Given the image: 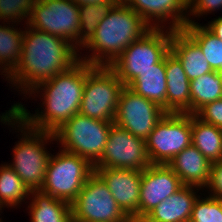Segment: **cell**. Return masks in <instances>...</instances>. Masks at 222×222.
Listing matches in <instances>:
<instances>
[{
  "label": "cell",
  "mask_w": 222,
  "mask_h": 222,
  "mask_svg": "<svg viewBox=\"0 0 222 222\" xmlns=\"http://www.w3.org/2000/svg\"><path fill=\"white\" fill-rule=\"evenodd\" d=\"M165 69L166 113L190 114V80L179 59L171 51L165 55Z\"/></svg>",
  "instance_id": "cell-17"
},
{
  "label": "cell",
  "mask_w": 222,
  "mask_h": 222,
  "mask_svg": "<svg viewBox=\"0 0 222 222\" xmlns=\"http://www.w3.org/2000/svg\"><path fill=\"white\" fill-rule=\"evenodd\" d=\"M182 30L200 47L212 70L217 71L222 65V41L192 19Z\"/></svg>",
  "instance_id": "cell-25"
},
{
  "label": "cell",
  "mask_w": 222,
  "mask_h": 222,
  "mask_svg": "<svg viewBox=\"0 0 222 222\" xmlns=\"http://www.w3.org/2000/svg\"><path fill=\"white\" fill-rule=\"evenodd\" d=\"M132 8L151 28L182 30L188 19V0H120ZM171 20V21H170ZM164 24V25H162Z\"/></svg>",
  "instance_id": "cell-15"
},
{
  "label": "cell",
  "mask_w": 222,
  "mask_h": 222,
  "mask_svg": "<svg viewBox=\"0 0 222 222\" xmlns=\"http://www.w3.org/2000/svg\"><path fill=\"white\" fill-rule=\"evenodd\" d=\"M24 28L21 58L8 75V82L27 95L39 83L77 63L79 50L62 37L29 26Z\"/></svg>",
  "instance_id": "cell-1"
},
{
  "label": "cell",
  "mask_w": 222,
  "mask_h": 222,
  "mask_svg": "<svg viewBox=\"0 0 222 222\" xmlns=\"http://www.w3.org/2000/svg\"><path fill=\"white\" fill-rule=\"evenodd\" d=\"M116 203L128 217H139L142 171L120 168H94Z\"/></svg>",
  "instance_id": "cell-16"
},
{
  "label": "cell",
  "mask_w": 222,
  "mask_h": 222,
  "mask_svg": "<svg viewBox=\"0 0 222 222\" xmlns=\"http://www.w3.org/2000/svg\"><path fill=\"white\" fill-rule=\"evenodd\" d=\"M128 87L135 93L156 103L166 112L167 80L165 56L153 68L140 73Z\"/></svg>",
  "instance_id": "cell-21"
},
{
  "label": "cell",
  "mask_w": 222,
  "mask_h": 222,
  "mask_svg": "<svg viewBox=\"0 0 222 222\" xmlns=\"http://www.w3.org/2000/svg\"><path fill=\"white\" fill-rule=\"evenodd\" d=\"M170 51L179 59L190 81L213 71L200 47L183 30H172Z\"/></svg>",
  "instance_id": "cell-20"
},
{
  "label": "cell",
  "mask_w": 222,
  "mask_h": 222,
  "mask_svg": "<svg viewBox=\"0 0 222 222\" xmlns=\"http://www.w3.org/2000/svg\"><path fill=\"white\" fill-rule=\"evenodd\" d=\"M172 30L151 28L132 42L109 66L128 86L140 73L153 68L169 51Z\"/></svg>",
  "instance_id": "cell-6"
},
{
  "label": "cell",
  "mask_w": 222,
  "mask_h": 222,
  "mask_svg": "<svg viewBox=\"0 0 222 222\" xmlns=\"http://www.w3.org/2000/svg\"><path fill=\"white\" fill-rule=\"evenodd\" d=\"M0 70H2L1 73H5V74H2V75H4L6 77V81H7L9 74L1 66H0Z\"/></svg>",
  "instance_id": "cell-37"
},
{
  "label": "cell",
  "mask_w": 222,
  "mask_h": 222,
  "mask_svg": "<svg viewBox=\"0 0 222 222\" xmlns=\"http://www.w3.org/2000/svg\"><path fill=\"white\" fill-rule=\"evenodd\" d=\"M30 190L22 179L15 173L14 169L4 163L0 166V204L4 207L16 206L30 200Z\"/></svg>",
  "instance_id": "cell-26"
},
{
  "label": "cell",
  "mask_w": 222,
  "mask_h": 222,
  "mask_svg": "<svg viewBox=\"0 0 222 222\" xmlns=\"http://www.w3.org/2000/svg\"><path fill=\"white\" fill-rule=\"evenodd\" d=\"M113 124L77 113L57 129L54 136L62 150L76 154L94 166L101 159Z\"/></svg>",
  "instance_id": "cell-5"
},
{
  "label": "cell",
  "mask_w": 222,
  "mask_h": 222,
  "mask_svg": "<svg viewBox=\"0 0 222 222\" xmlns=\"http://www.w3.org/2000/svg\"><path fill=\"white\" fill-rule=\"evenodd\" d=\"M194 115L204 123L212 124L222 129V98L206 104Z\"/></svg>",
  "instance_id": "cell-31"
},
{
  "label": "cell",
  "mask_w": 222,
  "mask_h": 222,
  "mask_svg": "<svg viewBox=\"0 0 222 222\" xmlns=\"http://www.w3.org/2000/svg\"><path fill=\"white\" fill-rule=\"evenodd\" d=\"M24 30L0 25V66L10 74L20 61Z\"/></svg>",
  "instance_id": "cell-27"
},
{
  "label": "cell",
  "mask_w": 222,
  "mask_h": 222,
  "mask_svg": "<svg viewBox=\"0 0 222 222\" xmlns=\"http://www.w3.org/2000/svg\"><path fill=\"white\" fill-rule=\"evenodd\" d=\"M222 98L221 79L213 70L190 81V114L194 115L208 103Z\"/></svg>",
  "instance_id": "cell-24"
},
{
  "label": "cell",
  "mask_w": 222,
  "mask_h": 222,
  "mask_svg": "<svg viewBox=\"0 0 222 222\" xmlns=\"http://www.w3.org/2000/svg\"><path fill=\"white\" fill-rule=\"evenodd\" d=\"M211 162L194 146L186 147L167 165L179 177L183 185L203 188L209 181Z\"/></svg>",
  "instance_id": "cell-18"
},
{
  "label": "cell",
  "mask_w": 222,
  "mask_h": 222,
  "mask_svg": "<svg viewBox=\"0 0 222 222\" xmlns=\"http://www.w3.org/2000/svg\"><path fill=\"white\" fill-rule=\"evenodd\" d=\"M26 26L62 37L78 49L79 6L72 0H38Z\"/></svg>",
  "instance_id": "cell-11"
},
{
  "label": "cell",
  "mask_w": 222,
  "mask_h": 222,
  "mask_svg": "<svg viewBox=\"0 0 222 222\" xmlns=\"http://www.w3.org/2000/svg\"><path fill=\"white\" fill-rule=\"evenodd\" d=\"M191 137L194 145L211 163L222 160V129L204 123L191 115Z\"/></svg>",
  "instance_id": "cell-23"
},
{
  "label": "cell",
  "mask_w": 222,
  "mask_h": 222,
  "mask_svg": "<svg viewBox=\"0 0 222 222\" xmlns=\"http://www.w3.org/2000/svg\"><path fill=\"white\" fill-rule=\"evenodd\" d=\"M2 208H4V207L0 204V212H1Z\"/></svg>",
  "instance_id": "cell-40"
},
{
  "label": "cell",
  "mask_w": 222,
  "mask_h": 222,
  "mask_svg": "<svg viewBox=\"0 0 222 222\" xmlns=\"http://www.w3.org/2000/svg\"><path fill=\"white\" fill-rule=\"evenodd\" d=\"M191 144V114L166 113L146 139V150L151 164H168Z\"/></svg>",
  "instance_id": "cell-9"
},
{
  "label": "cell",
  "mask_w": 222,
  "mask_h": 222,
  "mask_svg": "<svg viewBox=\"0 0 222 222\" xmlns=\"http://www.w3.org/2000/svg\"><path fill=\"white\" fill-rule=\"evenodd\" d=\"M222 10V0H188V15L199 16L212 13V11Z\"/></svg>",
  "instance_id": "cell-32"
},
{
  "label": "cell",
  "mask_w": 222,
  "mask_h": 222,
  "mask_svg": "<svg viewBox=\"0 0 222 222\" xmlns=\"http://www.w3.org/2000/svg\"><path fill=\"white\" fill-rule=\"evenodd\" d=\"M124 222H149L145 217H127Z\"/></svg>",
  "instance_id": "cell-36"
},
{
  "label": "cell",
  "mask_w": 222,
  "mask_h": 222,
  "mask_svg": "<svg viewBox=\"0 0 222 222\" xmlns=\"http://www.w3.org/2000/svg\"><path fill=\"white\" fill-rule=\"evenodd\" d=\"M205 188L209 189V196L222 200V160L211 164L209 181Z\"/></svg>",
  "instance_id": "cell-33"
},
{
  "label": "cell",
  "mask_w": 222,
  "mask_h": 222,
  "mask_svg": "<svg viewBox=\"0 0 222 222\" xmlns=\"http://www.w3.org/2000/svg\"><path fill=\"white\" fill-rule=\"evenodd\" d=\"M28 205L30 222H72L71 204L45 194L40 190L30 191Z\"/></svg>",
  "instance_id": "cell-22"
},
{
  "label": "cell",
  "mask_w": 222,
  "mask_h": 222,
  "mask_svg": "<svg viewBox=\"0 0 222 222\" xmlns=\"http://www.w3.org/2000/svg\"><path fill=\"white\" fill-rule=\"evenodd\" d=\"M150 29L141 16L119 0L82 47L92 53L83 58L79 55V60L93 66H110L132 42Z\"/></svg>",
  "instance_id": "cell-3"
},
{
  "label": "cell",
  "mask_w": 222,
  "mask_h": 222,
  "mask_svg": "<svg viewBox=\"0 0 222 222\" xmlns=\"http://www.w3.org/2000/svg\"><path fill=\"white\" fill-rule=\"evenodd\" d=\"M93 172L86 159L60 149L51 154L40 191L71 204Z\"/></svg>",
  "instance_id": "cell-7"
},
{
  "label": "cell",
  "mask_w": 222,
  "mask_h": 222,
  "mask_svg": "<svg viewBox=\"0 0 222 222\" xmlns=\"http://www.w3.org/2000/svg\"><path fill=\"white\" fill-rule=\"evenodd\" d=\"M78 4V6L83 5H98L102 3H117L119 0H72Z\"/></svg>",
  "instance_id": "cell-35"
},
{
  "label": "cell",
  "mask_w": 222,
  "mask_h": 222,
  "mask_svg": "<svg viewBox=\"0 0 222 222\" xmlns=\"http://www.w3.org/2000/svg\"><path fill=\"white\" fill-rule=\"evenodd\" d=\"M0 122L17 127L23 133L13 149V162L8 163L31 190H40L46 175L51 153L44 147L49 140L56 141L54 133L29 128L18 118V103L0 115Z\"/></svg>",
  "instance_id": "cell-4"
},
{
  "label": "cell",
  "mask_w": 222,
  "mask_h": 222,
  "mask_svg": "<svg viewBox=\"0 0 222 222\" xmlns=\"http://www.w3.org/2000/svg\"><path fill=\"white\" fill-rule=\"evenodd\" d=\"M220 79H221V85H222V72H218Z\"/></svg>",
  "instance_id": "cell-38"
},
{
  "label": "cell",
  "mask_w": 222,
  "mask_h": 222,
  "mask_svg": "<svg viewBox=\"0 0 222 222\" xmlns=\"http://www.w3.org/2000/svg\"><path fill=\"white\" fill-rule=\"evenodd\" d=\"M91 66L79 60L67 71L39 83L27 95L30 97L41 92L43 99L40 100L45 109L41 108V112L37 109L35 114H31L24 105L18 103V118L31 129L54 133L79 113L84 83Z\"/></svg>",
  "instance_id": "cell-2"
},
{
  "label": "cell",
  "mask_w": 222,
  "mask_h": 222,
  "mask_svg": "<svg viewBox=\"0 0 222 222\" xmlns=\"http://www.w3.org/2000/svg\"><path fill=\"white\" fill-rule=\"evenodd\" d=\"M189 222H222V200L212 196L197 197Z\"/></svg>",
  "instance_id": "cell-29"
},
{
  "label": "cell",
  "mask_w": 222,
  "mask_h": 222,
  "mask_svg": "<svg viewBox=\"0 0 222 222\" xmlns=\"http://www.w3.org/2000/svg\"><path fill=\"white\" fill-rule=\"evenodd\" d=\"M38 0H0V21L8 25L19 23L23 19L28 23L33 4ZM2 19V20H1ZM11 20V21H10ZM8 22V23H7Z\"/></svg>",
  "instance_id": "cell-30"
},
{
  "label": "cell",
  "mask_w": 222,
  "mask_h": 222,
  "mask_svg": "<svg viewBox=\"0 0 222 222\" xmlns=\"http://www.w3.org/2000/svg\"><path fill=\"white\" fill-rule=\"evenodd\" d=\"M217 72H222V65H221V67L217 70Z\"/></svg>",
  "instance_id": "cell-39"
},
{
  "label": "cell",
  "mask_w": 222,
  "mask_h": 222,
  "mask_svg": "<svg viewBox=\"0 0 222 222\" xmlns=\"http://www.w3.org/2000/svg\"><path fill=\"white\" fill-rule=\"evenodd\" d=\"M72 222H124L128 217L94 171L71 203Z\"/></svg>",
  "instance_id": "cell-10"
},
{
  "label": "cell",
  "mask_w": 222,
  "mask_h": 222,
  "mask_svg": "<svg viewBox=\"0 0 222 222\" xmlns=\"http://www.w3.org/2000/svg\"><path fill=\"white\" fill-rule=\"evenodd\" d=\"M165 114L159 105L124 86L119 96L114 124L146 140Z\"/></svg>",
  "instance_id": "cell-13"
},
{
  "label": "cell",
  "mask_w": 222,
  "mask_h": 222,
  "mask_svg": "<svg viewBox=\"0 0 222 222\" xmlns=\"http://www.w3.org/2000/svg\"><path fill=\"white\" fill-rule=\"evenodd\" d=\"M116 3L79 6L80 28L78 33V50L93 37L99 23Z\"/></svg>",
  "instance_id": "cell-28"
},
{
  "label": "cell",
  "mask_w": 222,
  "mask_h": 222,
  "mask_svg": "<svg viewBox=\"0 0 222 222\" xmlns=\"http://www.w3.org/2000/svg\"><path fill=\"white\" fill-rule=\"evenodd\" d=\"M183 186L167 164H151L142 170L139 217H145L162 201Z\"/></svg>",
  "instance_id": "cell-14"
},
{
  "label": "cell",
  "mask_w": 222,
  "mask_h": 222,
  "mask_svg": "<svg viewBox=\"0 0 222 222\" xmlns=\"http://www.w3.org/2000/svg\"><path fill=\"white\" fill-rule=\"evenodd\" d=\"M197 190L202 189L183 185L176 193L150 211L145 218L149 222H189L194 202L199 196Z\"/></svg>",
  "instance_id": "cell-19"
},
{
  "label": "cell",
  "mask_w": 222,
  "mask_h": 222,
  "mask_svg": "<svg viewBox=\"0 0 222 222\" xmlns=\"http://www.w3.org/2000/svg\"><path fill=\"white\" fill-rule=\"evenodd\" d=\"M150 165L146 140L136 137L129 131L113 124L101 159L93 167L142 171Z\"/></svg>",
  "instance_id": "cell-12"
},
{
  "label": "cell",
  "mask_w": 222,
  "mask_h": 222,
  "mask_svg": "<svg viewBox=\"0 0 222 222\" xmlns=\"http://www.w3.org/2000/svg\"><path fill=\"white\" fill-rule=\"evenodd\" d=\"M204 26L222 41V16L216 17Z\"/></svg>",
  "instance_id": "cell-34"
},
{
  "label": "cell",
  "mask_w": 222,
  "mask_h": 222,
  "mask_svg": "<svg viewBox=\"0 0 222 222\" xmlns=\"http://www.w3.org/2000/svg\"><path fill=\"white\" fill-rule=\"evenodd\" d=\"M124 84L109 66H91L84 83L79 113L94 119L114 122Z\"/></svg>",
  "instance_id": "cell-8"
}]
</instances>
